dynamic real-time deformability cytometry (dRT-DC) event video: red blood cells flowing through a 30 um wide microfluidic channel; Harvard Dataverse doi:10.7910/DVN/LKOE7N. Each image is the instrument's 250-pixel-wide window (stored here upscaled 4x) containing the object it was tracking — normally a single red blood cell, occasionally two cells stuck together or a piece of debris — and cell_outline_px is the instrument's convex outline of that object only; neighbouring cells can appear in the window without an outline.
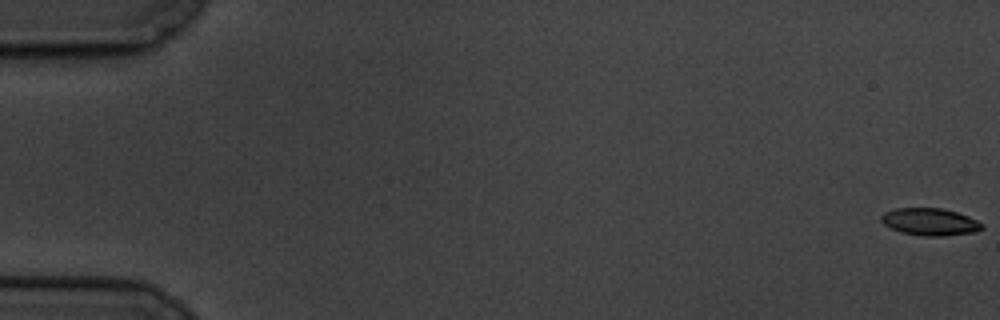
{"species": "common noctule bat (a hibernating species)", "species_latin": "Nyctalus noctula", "temperature_condition": "cold", "stored_images_in_passage": 6, "camera_frame_rate_fps": 3000, "um_per_image_px": 0.085, "animal": {"sex": "male", "body_mass_g": 19.5, "forearm_length_mm": 54.6}, "frame": {"image": 1, "passage_image": 1, "time_ms": 0.0, "image_size_px": [1000, 320], "cell_outline_px": [[984, 228], [976, 232], [944, 236], [924, 236], [900, 232], [884, 224], [880, 220], [880, 216], [884, 212], [896, 208], [940, 208], [956, 212], [968, 216], [984, 224]], "centroid_in_image_um": [79.05, 18.86], "position_along_channel_um": 5.9, "area_um2": 16.07}}
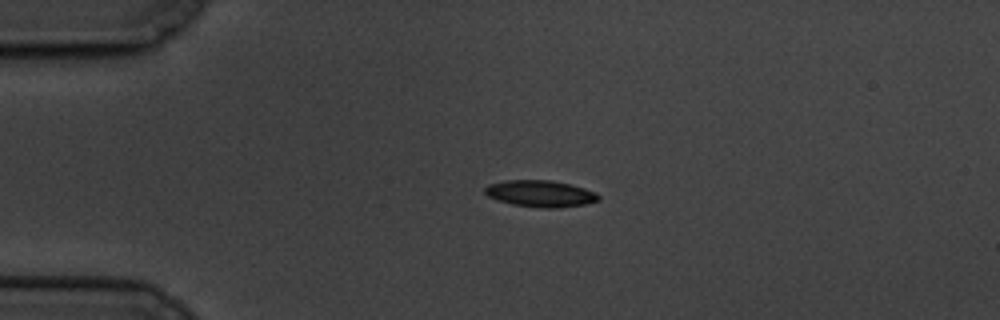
{"frame": {"image": 2, "passage_image": 5, "time_ms": 4.667, "image_size_px": [1000, 320], "cell_outline_px": [[600, 200], [584, 204], [560, 208], [540, 208], [512, 204], [488, 196], [484, 192], [484, 188], [488, 184], [504, 180], [552, 180], [572, 184], [596, 192], [600, 196]], "centroid_in_image_um": [45.95, 16.45], "position_along_channel_um": 39.0, "area_um2": 17.74}}